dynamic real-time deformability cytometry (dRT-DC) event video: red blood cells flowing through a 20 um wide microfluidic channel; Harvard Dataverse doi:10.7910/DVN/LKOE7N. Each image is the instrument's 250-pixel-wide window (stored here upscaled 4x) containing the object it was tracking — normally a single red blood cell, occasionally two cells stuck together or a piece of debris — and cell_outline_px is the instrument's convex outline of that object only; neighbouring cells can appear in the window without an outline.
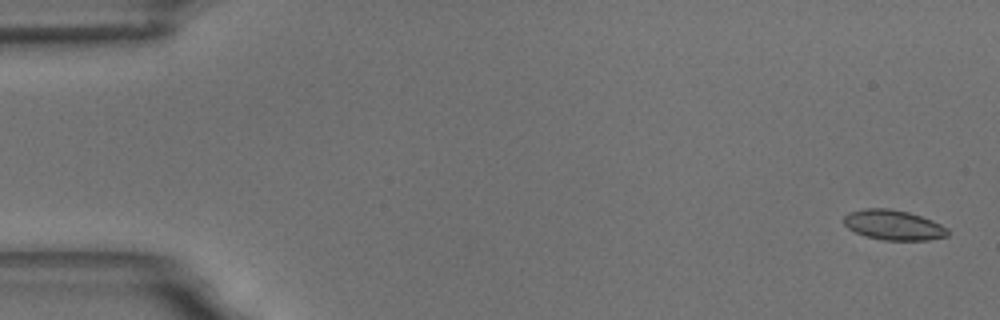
{"species": "common noctule bat (a hibernating species)", "species_latin": "Nyctalus noctula", "temperature_condition": "room temperature", "stored_images_in_passage": 6, "camera_frame_rate_fps": 3000, "um_per_image_px": 0.085, "animal": {"sex": "male", "body_mass_g": 18.8}, "frame": {"image": 1, "passage_image": 1, "time_ms": 0.0, "image_size_px": [1000, 320], "cell_outline_px": [[948, 236], [928, 240], [884, 240], [864, 236], [848, 228], [844, 224], [844, 216], [848, 212], [864, 208], [892, 208], [908, 212], [932, 220], [948, 228]], "centroid_in_image_um": [75.93, 19.12], "position_along_channel_um": 9.1, "area_um2": 18.26}}
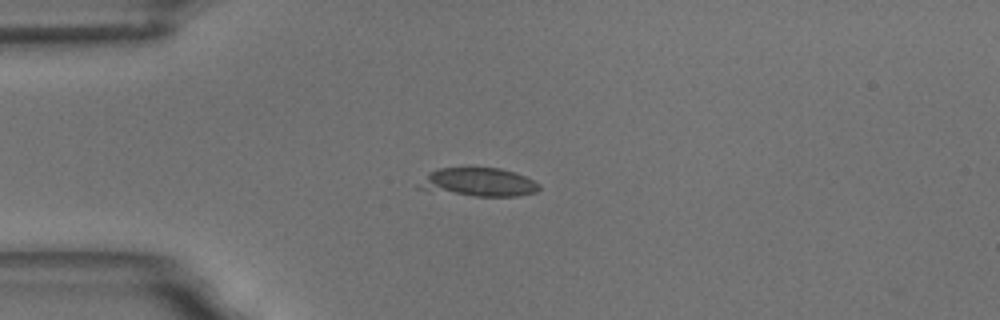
{"frame": {"image": 2, "passage_image": 4, "time_ms": 4.333, "image_size_px": [1000, 320], "cell_outline_px": [[540, 188], [536, 192], [516, 196], [476, 196], [416, 188], [416, 184], [428, 172], [440, 168], [500, 168], [524, 176], [540, 184]], "centroid_in_image_um": [40.64, 15.48], "position_along_channel_um": 44.4, "area_um2": 19.77}}
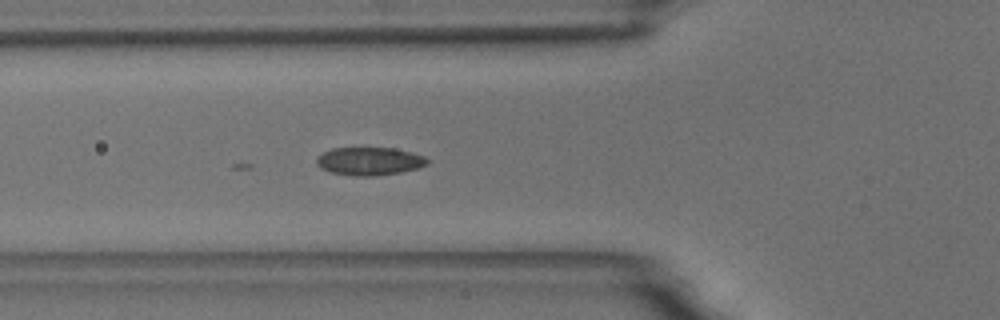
{"frame": {"image": 3, "passage_image": 6, "time_ms": 6.333, "image_size_px": [1000, 320], "cell_outline_px": [[428, 164], [420, 168], [400, 172], [372, 176], [356, 176], [332, 172], [320, 168], [316, 164], [316, 156], [332, 148], [392, 148], [412, 152], [424, 156], [428, 160]], "centroid_in_image_um": [31.4, 13.7], "position_along_channel_um": 94.4, "area_um2": 18.09}}